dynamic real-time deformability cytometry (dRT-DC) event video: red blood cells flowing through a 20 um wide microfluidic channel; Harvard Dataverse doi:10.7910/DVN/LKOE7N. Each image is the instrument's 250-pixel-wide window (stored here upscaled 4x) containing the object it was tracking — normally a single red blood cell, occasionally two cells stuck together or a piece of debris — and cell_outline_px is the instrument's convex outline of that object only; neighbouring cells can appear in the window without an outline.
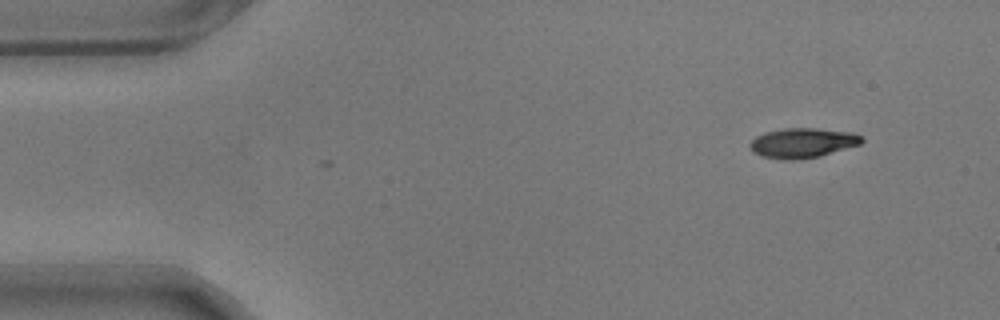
{"species": "common noctule bat (a hibernating species)", "species_latin": "Nyctalus noctula", "temperature_condition": "warm", "stored_images_in_passage": 52, "camera_frame_rate_fps": 3000, "um_per_image_px": 0.085, "animal": {"sex": "male", "body_mass_g": 17.9}, "frame": {"image": 1, "passage_image": 1, "time_ms": 0.0, "image_size_px": [1000, 320], "cell_outline_px": [[864, 140], [860, 144], [820, 156], [792, 160], [788, 160], [760, 156], [752, 152], [748, 144], [756, 136], [764, 132], [784, 128], [816, 128], [852, 132], [860, 136]], "centroid_in_image_um": [68.18, 12.14], "position_along_channel_um": 16.8, "area_um2": 19.42}}
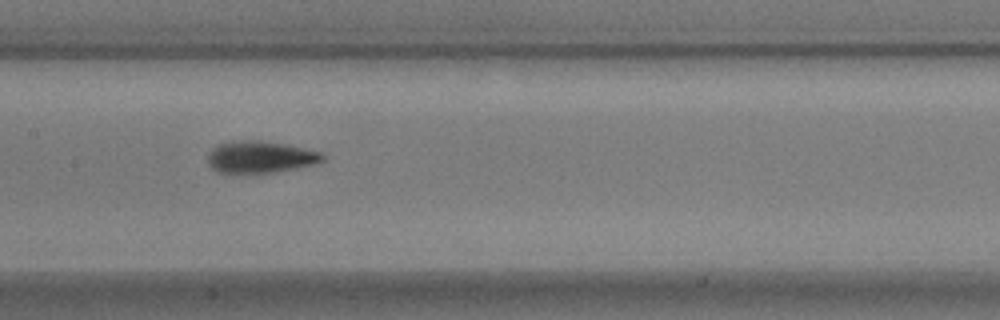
{"frame": {"image": 2, "passage_image": 23, "time_ms": 7.333, "image_size_px": [1000, 320], "cell_outline_px": [[324, 160], [316, 164], [272, 172], [216, 172], [208, 164], [208, 156], [212, 148], [216, 144], [232, 140], [260, 140], [288, 144], [320, 152], [324, 156]], "centroid_in_image_um": [22.1, 13.31], "position_along_channel_um": 185.3, "area_um2": 21.33}}
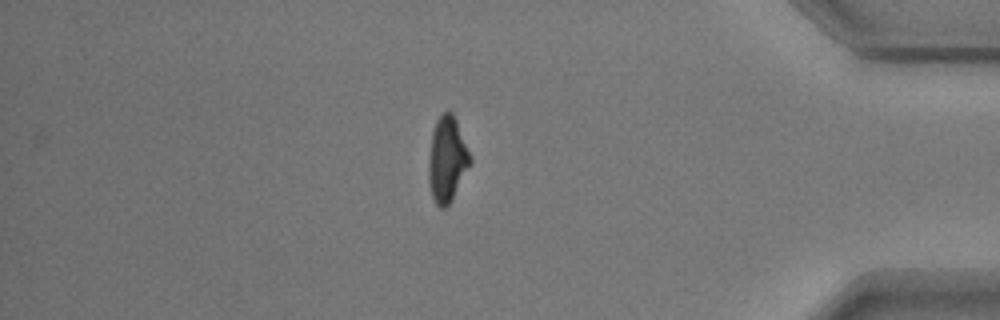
{"frame": {"image": 3, "passage_image": 44, "time_ms": 14.333, "image_size_px": [1000, 320], "cell_outline_px": [[472, 164], [448, 204], [444, 208], [440, 208], [436, 204], [432, 196], [428, 180], [428, 160], [432, 132], [436, 120], [444, 112], [452, 112], [456, 120], [472, 156]], "centroid_in_image_um": [38.01, 13.54], "position_along_channel_um": 397.2, "area_um2": 20.69}, "authors_computed_cell_mechanics": {"area_um2": 20.1433, "velocity_mm_per_s": 3.5374, "shape_relaxation_time_tau1_ms": 2.7427, "shape_relaxation_time_tau2_ms": 2.1927, "deformation_change_tau1": 0.1679, "deformation_change_tau2": 0.0976}}